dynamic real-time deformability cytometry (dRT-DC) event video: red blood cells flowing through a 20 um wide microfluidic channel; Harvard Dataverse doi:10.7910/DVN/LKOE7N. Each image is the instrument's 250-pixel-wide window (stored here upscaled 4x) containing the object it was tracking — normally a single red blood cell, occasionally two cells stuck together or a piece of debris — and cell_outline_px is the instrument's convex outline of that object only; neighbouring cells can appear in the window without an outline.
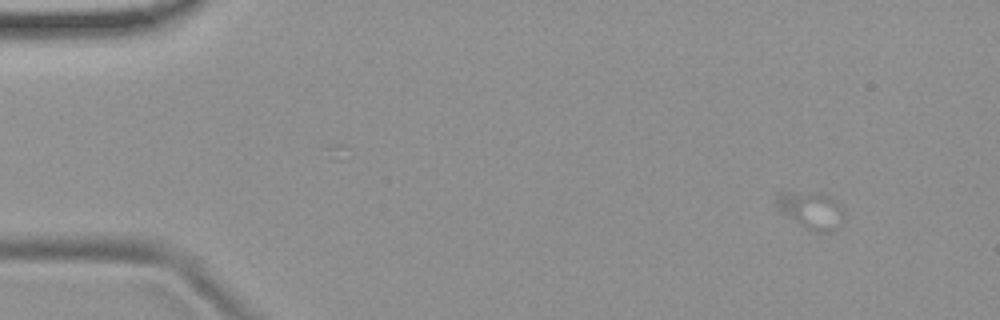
{"species": "common noctule bat (a hibernating species)", "species_latin": "Nyctalus noctula", "temperature_condition": "room temperature", "stored_images_in_passage": 8, "camera_frame_rate_fps": 3000, "um_per_image_px": 0.085, "animal": {"sex": "female", "body_mass_g": 19.9}, "frame": {"image": 1, "passage_image": 6, "time_ms": 1.667, "image_size_px": [1000, 320], "cell_outline_px": [[844, 208], [836, 228], [828, 232], [816, 232], [800, 224], [784, 212], [776, 204], [776, 196], [780, 192], [788, 192], [828, 196], [840, 204]], "centroid_in_image_um": [68.95, 17.88], "position_along_channel_um": 16.0, "area_um2": 13.53}}